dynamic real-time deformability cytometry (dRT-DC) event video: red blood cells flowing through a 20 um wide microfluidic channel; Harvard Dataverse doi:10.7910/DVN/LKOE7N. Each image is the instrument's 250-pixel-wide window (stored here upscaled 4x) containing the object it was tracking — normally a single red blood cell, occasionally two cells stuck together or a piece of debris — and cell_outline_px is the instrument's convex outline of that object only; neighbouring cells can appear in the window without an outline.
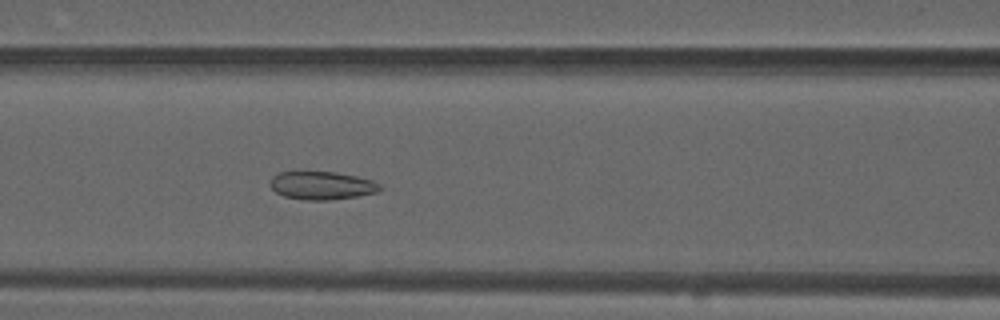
{"species": "common noctule bat (a hibernating species)", "species_latin": "Nyctalus noctula", "temperature_condition": "warm", "stored_images_in_passage": 54, "camera_frame_rate_fps": 3000, "um_per_image_px": 0.085, "animal": {"sex": "male", "forearm_length_mm": 52.5}, "frame": {"image": 1, "passage_image": 23, "time_ms": 7.333, "image_size_px": [1000, 320], "cell_outline_px": [[380, 188], [376, 192], [356, 196], [328, 200], [308, 200], [284, 196], [276, 192], [268, 184], [272, 176], [280, 172], [336, 172], [356, 176], [372, 180], [380, 184]], "centroid_in_image_um": [27.32, 15.76], "position_along_channel_um": 139.3, "area_um2": 17.8}}
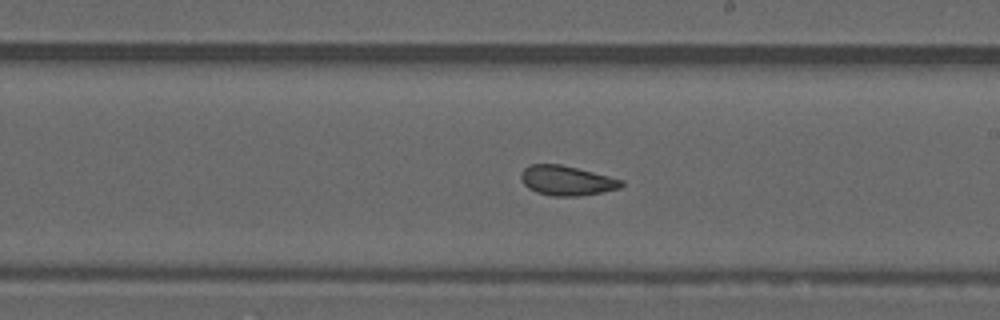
{"frame": {"image": 2, "passage_image": 31, "time_ms": 10.0, "image_size_px": [1000, 320], "cell_outline_px": [[624, 184], [620, 188], [580, 196], [552, 196], [536, 192], [528, 188], [520, 180], [520, 172], [524, 168], [532, 164], [560, 164], [624, 180]], "centroid_in_image_um": [48.13, 15.35], "position_along_channel_um": 240.9, "area_um2": 17.34}}
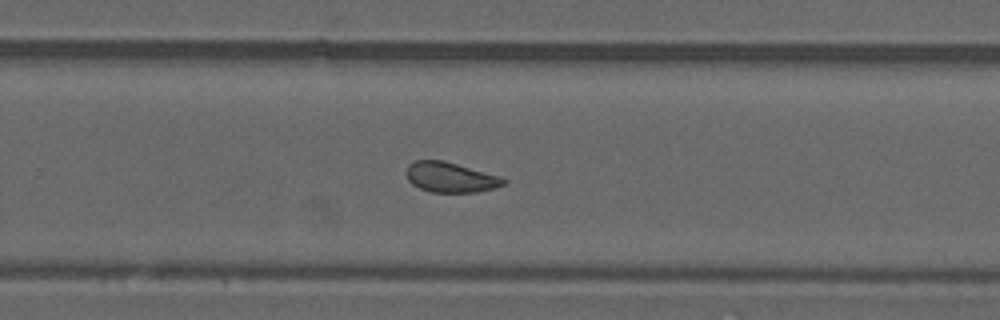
{"frame": {"image": 3, "passage_image": 35, "time_ms": 11.333, "image_size_px": [1000, 320], "cell_outline_px": [[508, 180], [504, 184], [492, 188], [476, 192], [432, 192], [420, 188], [412, 184], [408, 180], [408, 164], [416, 160], [444, 160], [504, 176]], "centroid_in_image_um": [38.35, 15.05], "position_along_channel_um": 291.4, "area_um2": 17.17}, "authors_computed_cell_mechanics": {"area_um2": 18.5249, "velocity_mm_per_s": 3.8253, "shape_relaxation_time_tau1_ms": null, "shape_relaxation_time_tau2_ms": 1.3203, "deformation_change_tau1": null, "deformation_change_tau2": 0.0739}}